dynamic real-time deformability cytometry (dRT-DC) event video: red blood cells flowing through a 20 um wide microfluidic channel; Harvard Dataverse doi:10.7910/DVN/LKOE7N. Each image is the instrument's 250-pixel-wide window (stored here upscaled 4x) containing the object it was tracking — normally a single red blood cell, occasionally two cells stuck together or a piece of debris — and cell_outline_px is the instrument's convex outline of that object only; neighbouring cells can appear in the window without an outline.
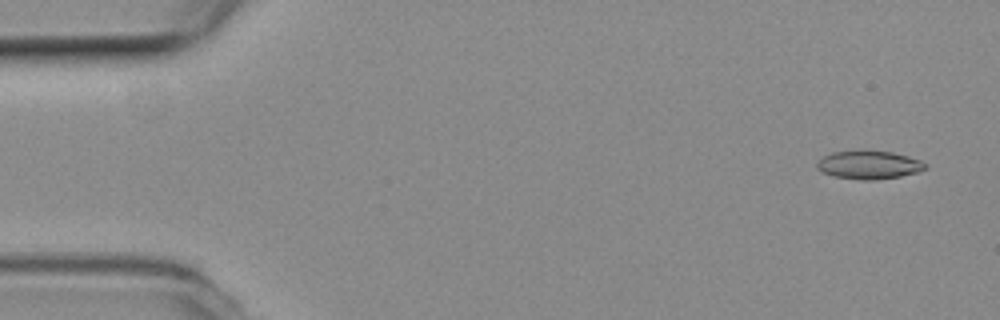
{"species": "common noctule bat (a hibernating species)", "species_latin": "Nyctalus noctula", "temperature_condition": "room temperature", "stored_images_in_passage": 13, "camera_frame_rate_fps": 3000, "um_per_image_px": 0.085, "animal": {"sex": "female", "body_mass_g": 19.3, "forearm_length_mm": 54.1}, "frame": {"image": 1, "passage_image": 3, "time_ms": 0.667, "image_size_px": [1000, 320], "cell_outline_px": [[928, 168], [916, 172], [900, 176], [876, 180], [864, 180], [832, 176], [816, 168], [816, 164], [824, 156], [832, 152], [892, 152], [908, 156], [920, 160], [928, 164]], "centroid_in_image_um": [73.89, 14.04], "position_along_channel_um": 11.1, "area_um2": 17.46}}